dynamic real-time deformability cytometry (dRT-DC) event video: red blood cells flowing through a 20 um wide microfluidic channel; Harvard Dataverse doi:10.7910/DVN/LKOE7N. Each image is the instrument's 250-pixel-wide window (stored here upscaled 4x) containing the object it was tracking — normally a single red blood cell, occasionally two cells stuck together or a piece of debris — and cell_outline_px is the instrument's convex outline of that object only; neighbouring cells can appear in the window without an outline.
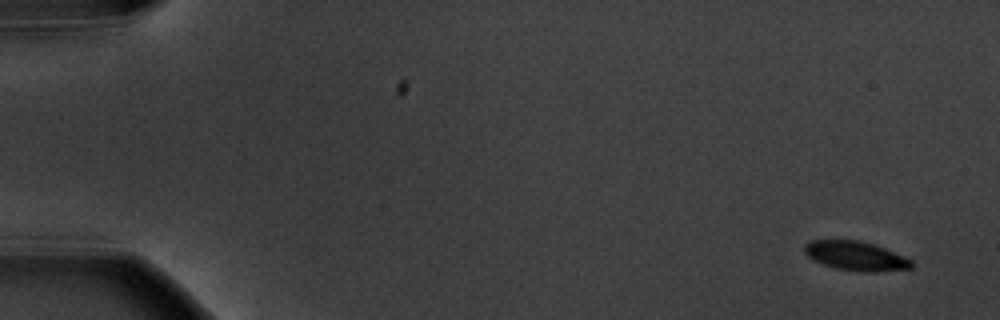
{"species": "common noctule bat (a hibernating species)", "species_latin": "Nyctalus noctula", "temperature_condition": "warm", "stored_images_in_passage": 15, "camera_frame_rate_fps": 3000, "um_per_image_px": 0.085, "animal": {"sex": "male", "body_mass_g": 20.1, "forearm_length_mm": 53.5}, "frame": {"image": 1, "passage_image": 1, "time_ms": 0.0, "image_size_px": [1000, 320], "cell_outline_px": [[912, 268], [876, 272], [860, 272], [836, 268], [812, 260], [804, 252], [804, 244], [808, 240], [860, 240], [884, 248], [904, 256], [912, 260]], "centroid_in_image_um": [72.71, 21.75], "position_along_channel_um": 12.3, "area_um2": 18.26}}
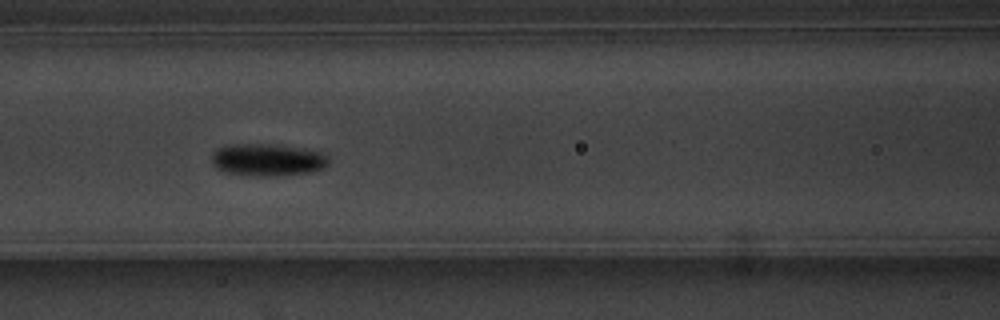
{"frame": {"image": 2, "passage_image": 7, "time_ms": 7.667, "image_size_px": [1000, 320], "cell_outline_px": [[328, 164], [324, 168], [308, 172], [276, 176], [260, 176], [228, 172], [216, 168], [212, 164], [212, 152], [216, 148], [228, 144], [268, 144], [300, 148], [320, 152], [328, 156]], "centroid_in_image_um": [22.71, 13.57], "position_along_channel_um": 143.9, "area_um2": 21.85}}
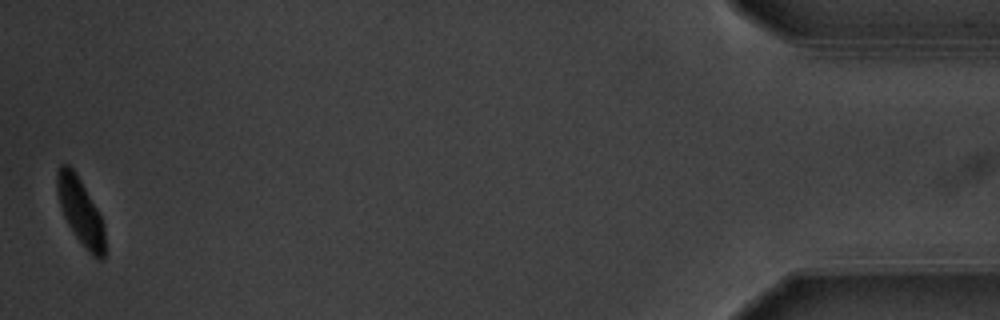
{"frame": {"image": 3, "passage_image": 15, "time_ms": 18.0, "image_size_px": [1000, 320], "cell_outline_px": [[104, 260], [96, 260], [88, 252], [76, 236], [68, 224], [64, 216], [60, 204], [56, 188], [56, 172], [60, 164], [68, 164], [72, 168], [80, 180], [96, 208], [104, 224]], "centroid_in_image_um": [6.83, 17.98], "position_along_channel_um": 428.4, "area_um2": 18.26}, "authors_computed_cell_mechanics": {"area_um2": 19.5942, "velocity_mm_per_s": 3.5734, "shape_relaxation_time_tau1_ms": 1.2764, "shape_relaxation_time_tau2_ms": null, "deformation_change_tau1": 0.0746, "deformation_change_tau2": null}}